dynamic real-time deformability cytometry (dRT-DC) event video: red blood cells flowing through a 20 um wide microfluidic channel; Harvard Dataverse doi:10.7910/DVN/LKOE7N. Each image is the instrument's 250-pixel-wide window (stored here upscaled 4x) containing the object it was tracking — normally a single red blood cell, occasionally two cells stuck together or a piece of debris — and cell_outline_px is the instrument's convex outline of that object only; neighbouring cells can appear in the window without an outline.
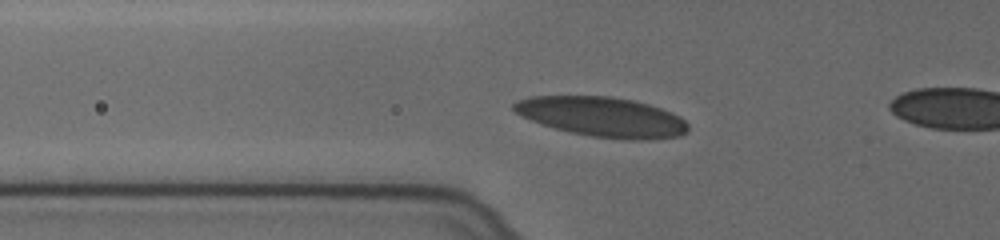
{"species": "human", "species_latin": "Homo sapiens", "temperature_condition": "cold", "stored_images_in_passage": 5, "camera_frame_rate_fps": 3000, "um_per_image_px": 0.085, "donor": {"sex": "female"}, "frame": {"image": 1, "passage_image": 4, "time_ms": 1.0, "image_size_px": [1000, 240], "cell_outline_px": [[688, 132], [680, 136], [648, 140], [628, 140], [592, 136], [568, 132], [540, 124], [520, 116], [512, 108], [512, 104], [516, 100], [528, 96], [608, 96], [632, 100], [648, 104], [672, 112], [680, 116], [688, 124]], "centroid_in_image_um": [51.17, 9.94], "position_along_channel_um": 74.6, "area_um2": 40.75}}